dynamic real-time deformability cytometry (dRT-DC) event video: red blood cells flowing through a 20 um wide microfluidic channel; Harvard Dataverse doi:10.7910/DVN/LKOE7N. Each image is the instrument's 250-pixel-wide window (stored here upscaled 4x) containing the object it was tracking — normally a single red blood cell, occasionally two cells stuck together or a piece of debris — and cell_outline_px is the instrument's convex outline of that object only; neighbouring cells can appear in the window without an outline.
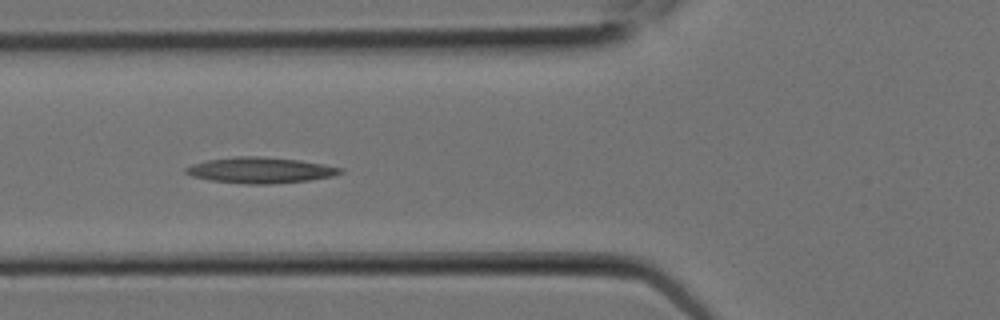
{"species": "Egyptian fruit bat (a non-hibernating species)", "species_latin": "Rousettus aegyptiacus", "temperature_condition": "room temperature", "stored_images_in_passage": 7, "camera_frame_rate_fps": 3000, "um_per_image_px": 0.085, "animal": {"sex": "female"}, "frame": {"image": 1, "passage_image": 6, "time_ms": 1.667, "image_size_px": [1000, 320], "cell_outline_px": [[344, 172], [332, 176], [308, 180], [268, 184], [248, 184], [212, 180], [192, 176], [184, 172], [184, 168], [192, 164], [208, 160], [236, 156], [264, 156], [300, 160], [324, 164], [344, 168]], "centroid_in_image_um": [22.15, 14.45], "position_along_channel_um": 103.7, "area_um2": 23.24}}
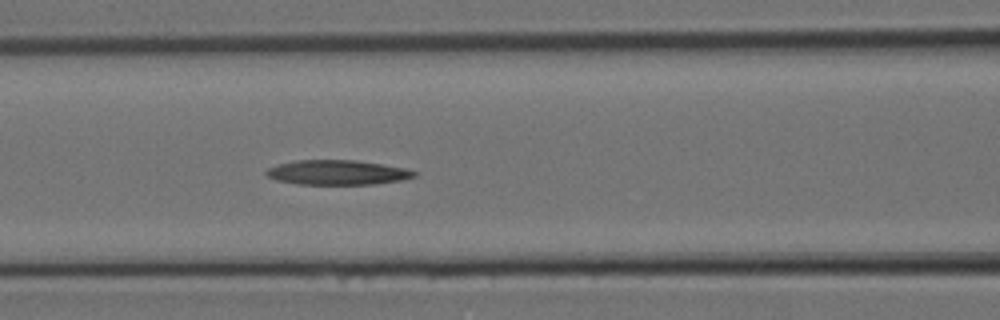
{"frame": {"image": 2, "passage_image": 7, "time_ms": 2.0, "image_size_px": [1000, 320], "cell_outline_px": [[420, 172], [416, 176], [400, 180], [376, 184], [296, 184], [276, 180], [268, 176], [264, 172], [268, 168], [276, 164], [296, 160], [356, 160], [408, 168]], "centroid_in_image_um": [28.7, 14.65], "position_along_channel_um": 137.9, "area_um2": 21.5}}